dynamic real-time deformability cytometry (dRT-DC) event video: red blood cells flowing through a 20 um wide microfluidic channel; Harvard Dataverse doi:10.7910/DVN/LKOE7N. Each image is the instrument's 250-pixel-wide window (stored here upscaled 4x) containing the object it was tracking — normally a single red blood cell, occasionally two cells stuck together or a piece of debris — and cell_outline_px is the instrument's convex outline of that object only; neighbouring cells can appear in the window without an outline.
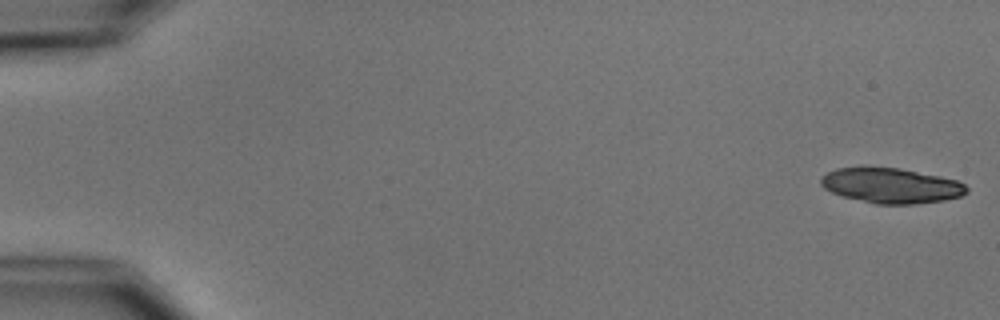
{"species": "common noctule bat (a hibernating species)", "species_latin": "Nyctalus noctula", "temperature_condition": "cold", "stored_images_in_passage": 6, "segment_of_instrument_passage": [2, 2], "camera_frame_rate_fps": 3000, "um_per_image_px": 0.085, "animal": {"sex": "male", "body_mass_g": 15.6}, "frame": {"image": 1, "passage_image": 6, "time_ms": 6.667, "image_size_px": [1000, 320], "cell_outline_px": [[968, 192], [960, 196], [944, 200], [916, 204], [876, 204], [844, 196], [832, 192], [824, 188], [820, 184], [820, 176], [836, 168], [860, 164], [864, 164], [900, 168], [940, 176], [956, 180], [964, 184], [968, 188]], "centroid_in_image_um": [75.69, 15.73], "position_along_channel_um": 9.3, "area_um2": 30.58}}